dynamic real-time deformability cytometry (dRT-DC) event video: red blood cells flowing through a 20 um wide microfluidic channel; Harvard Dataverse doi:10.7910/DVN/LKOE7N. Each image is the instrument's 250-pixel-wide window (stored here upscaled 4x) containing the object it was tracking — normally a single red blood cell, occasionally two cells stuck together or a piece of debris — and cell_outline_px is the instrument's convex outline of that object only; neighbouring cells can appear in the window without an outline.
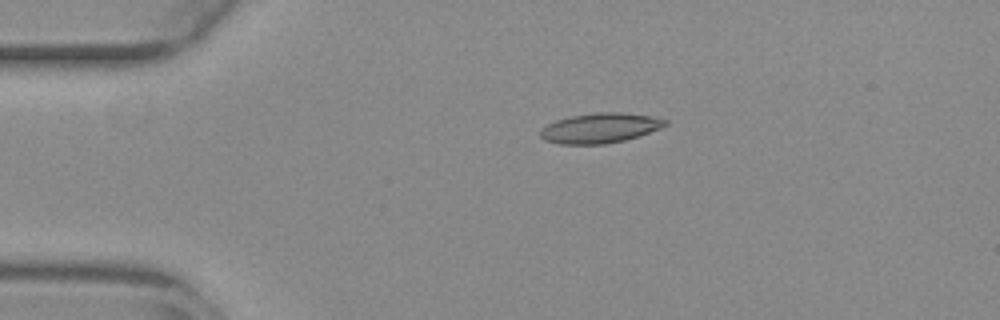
{"species": "common noctule bat (a hibernating species)", "species_latin": "Nyctalus noctula", "temperature_condition": "warm", "stored_images_in_passage": 43, "camera_frame_rate_fps": 3000, "um_per_image_px": 0.085, "animal": {"sex": "female", "body_mass_g": 29.2, "forearm_length_mm": 56.3}, "frame": {"image": 1, "passage_image": 1, "time_ms": 0.0, "image_size_px": [1000, 320], "cell_outline_px": [[668, 124], [660, 128], [624, 140], [604, 144], [560, 144], [544, 140], [540, 136], [540, 128], [556, 120], [572, 116], [596, 112], [620, 112], [652, 116], [668, 120]], "centroid_in_image_um": [50.98, 10.88], "position_along_channel_um": 34.0, "area_um2": 21.68}}
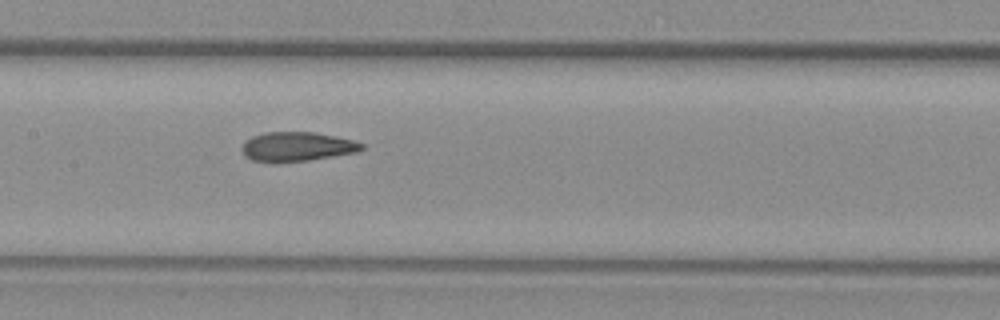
{"frame": {"image": 2, "passage_image": 16, "time_ms": 5.0, "image_size_px": [1000, 320], "cell_outline_px": [[364, 148], [356, 152], [308, 160], [276, 164], [252, 160], [244, 156], [244, 140], [252, 136], [264, 132], [312, 132], [336, 136], [352, 140], [364, 144]], "centroid_in_image_um": [25.21, 12.47], "position_along_channel_um": 182.2, "area_um2": 20.58}}
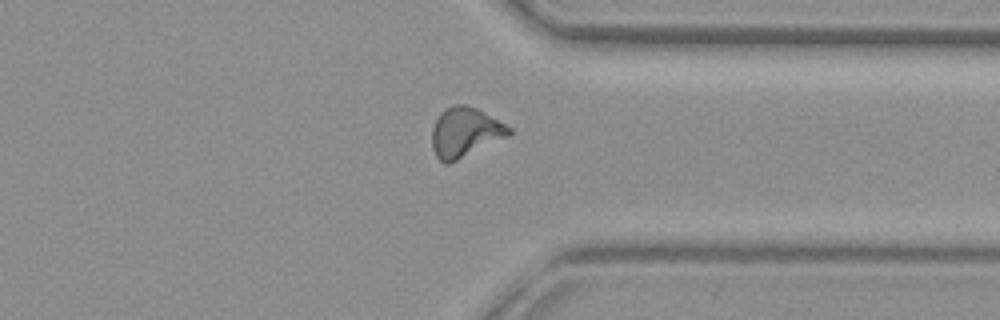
{"frame": {"image": 3, "passage_image": 31, "time_ms": 10.0, "image_size_px": [1000, 320], "cell_outline_px": [[512, 132], [508, 136], [448, 164], [444, 164], [436, 156], [432, 148], [432, 128], [440, 112], [444, 108], [452, 104], [464, 104], [476, 108], [512, 128]], "centroid_in_image_um": [39.5, 11.23], "position_along_channel_um": 371.9, "area_um2": 22.14}, "authors_computed_cell_mechanics": {"area_um2": 20.9814, "velocity_mm_per_s": 3.8417, "shape_relaxation_time_tau1_ms": null, "shape_relaxation_time_tau2_ms": 1.5458, "deformation_change_tau1": null, "deformation_change_tau2": 0.093}}